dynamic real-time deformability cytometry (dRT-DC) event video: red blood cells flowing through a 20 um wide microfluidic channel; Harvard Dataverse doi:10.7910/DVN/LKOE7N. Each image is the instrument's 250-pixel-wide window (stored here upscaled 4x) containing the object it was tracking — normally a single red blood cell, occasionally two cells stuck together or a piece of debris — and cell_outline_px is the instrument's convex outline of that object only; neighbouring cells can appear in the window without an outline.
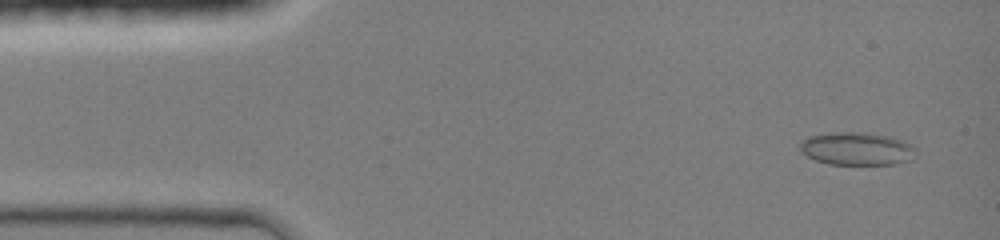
{"species": "common noctule bat (a hibernating species)", "species_latin": "Nyctalus noctula", "temperature_condition": "room temperature", "stored_images_in_passage": 43, "camera_frame_rate_fps": 3000, "um_per_image_px": 0.085, "animal": {"sex": "female", "body_mass_g": 19.0, "forearm_length_mm": 51.5}, "frame": {"image": 1, "passage_image": 1, "time_ms": 0.0, "image_size_px": [1000, 240], "cell_outline_px": [[916, 160], [892, 164], [828, 164], [816, 160], [800, 152], [800, 140], [808, 136], [832, 132], [856, 132], [888, 136], [904, 140], [912, 144], [916, 148]], "centroid_in_image_um": [72.86, 12.64], "position_along_channel_um": 12.1, "area_um2": 22.54}}
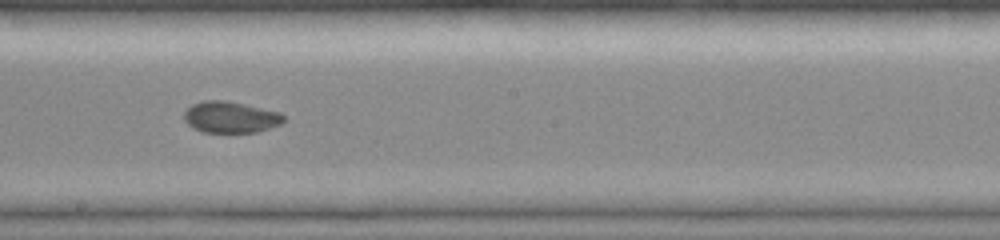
{"frame": {"image": 2, "passage_image": 23, "time_ms": 7.333, "image_size_px": [1000, 240], "cell_outline_px": [[284, 120], [280, 124], [256, 132], [204, 132], [192, 128], [184, 120], [184, 112], [192, 104], [204, 100], [224, 100], [244, 104], [280, 112], [284, 116]], "centroid_in_image_um": [19.57, 9.95], "position_along_channel_um": 228.6, "area_um2": 18.09}}
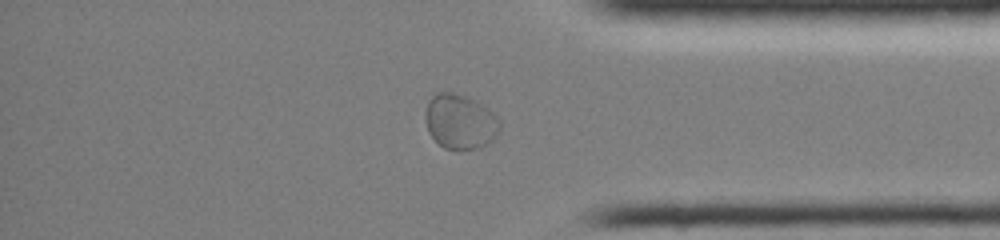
{"frame": {"image": 3, "passage_image": 35, "time_ms": 11.333, "image_size_px": [1000, 240], "cell_outline_px": [[500, 132], [488, 144], [480, 148], [444, 148], [428, 132], [424, 120], [424, 112], [428, 100], [436, 92], [452, 92], [464, 96], [488, 108], [500, 120]], "centroid_in_image_um": [39.09, 10.33], "position_along_channel_um": 396.1, "area_um2": 23.76}, "authors_computed_cell_mechanics": {"area_um2": 18.6694, "velocity_mm_per_s": 4.2769, "shape_relaxation_time_tau1_ms": 3.6229, "shape_relaxation_time_tau2_ms": null, "deformation_change_tau1": 0.0778, "deformation_change_tau2": null}}